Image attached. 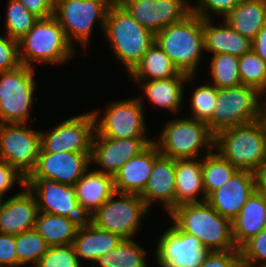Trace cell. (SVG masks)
Segmentation results:
<instances>
[{
  "label": "cell",
  "instance_id": "24",
  "mask_svg": "<svg viewBox=\"0 0 266 267\" xmlns=\"http://www.w3.org/2000/svg\"><path fill=\"white\" fill-rule=\"evenodd\" d=\"M89 170L75 184L79 208L87 218L116 192L113 176Z\"/></svg>",
  "mask_w": 266,
  "mask_h": 267
},
{
  "label": "cell",
  "instance_id": "45",
  "mask_svg": "<svg viewBox=\"0 0 266 267\" xmlns=\"http://www.w3.org/2000/svg\"><path fill=\"white\" fill-rule=\"evenodd\" d=\"M18 261L15 235L0 233V267H21Z\"/></svg>",
  "mask_w": 266,
  "mask_h": 267
},
{
  "label": "cell",
  "instance_id": "3",
  "mask_svg": "<svg viewBox=\"0 0 266 267\" xmlns=\"http://www.w3.org/2000/svg\"><path fill=\"white\" fill-rule=\"evenodd\" d=\"M214 148L238 170L259 173L266 163V117L219 131Z\"/></svg>",
  "mask_w": 266,
  "mask_h": 267
},
{
  "label": "cell",
  "instance_id": "8",
  "mask_svg": "<svg viewBox=\"0 0 266 267\" xmlns=\"http://www.w3.org/2000/svg\"><path fill=\"white\" fill-rule=\"evenodd\" d=\"M34 75L33 67L22 64L0 72V124L29 123L28 120L34 123L37 120L30 115V109L38 99L34 96L37 87Z\"/></svg>",
  "mask_w": 266,
  "mask_h": 267
},
{
  "label": "cell",
  "instance_id": "11",
  "mask_svg": "<svg viewBox=\"0 0 266 267\" xmlns=\"http://www.w3.org/2000/svg\"><path fill=\"white\" fill-rule=\"evenodd\" d=\"M105 106L102 116L98 110H91L95 118L94 137L147 138L146 110L137 97Z\"/></svg>",
  "mask_w": 266,
  "mask_h": 267
},
{
  "label": "cell",
  "instance_id": "18",
  "mask_svg": "<svg viewBox=\"0 0 266 267\" xmlns=\"http://www.w3.org/2000/svg\"><path fill=\"white\" fill-rule=\"evenodd\" d=\"M258 188V173L237 170L222 187L213 191L206 201L223 217L233 221Z\"/></svg>",
  "mask_w": 266,
  "mask_h": 267
},
{
  "label": "cell",
  "instance_id": "6",
  "mask_svg": "<svg viewBox=\"0 0 266 267\" xmlns=\"http://www.w3.org/2000/svg\"><path fill=\"white\" fill-rule=\"evenodd\" d=\"M265 97L256 88L239 85L218 89L217 102L212 118L207 122L209 130L219 131L256 121L264 116Z\"/></svg>",
  "mask_w": 266,
  "mask_h": 267
},
{
  "label": "cell",
  "instance_id": "16",
  "mask_svg": "<svg viewBox=\"0 0 266 267\" xmlns=\"http://www.w3.org/2000/svg\"><path fill=\"white\" fill-rule=\"evenodd\" d=\"M145 29L156 35L190 13L189 0H117Z\"/></svg>",
  "mask_w": 266,
  "mask_h": 267
},
{
  "label": "cell",
  "instance_id": "12",
  "mask_svg": "<svg viewBox=\"0 0 266 267\" xmlns=\"http://www.w3.org/2000/svg\"><path fill=\"white\" fill-rule=\"evenodd\" d=\"M40 149V130L28 128L26 123L0 124V160L24 177L35 169Z\"/></svg>",
  "mask_w": 266,
  "mask_h": 267
},
{
  "label": "cell",
  "instance_id": "10",
  "mask_svg": "<svg viewBox=\"0 0 266 267\" xmlns=\"http://www.w3.org/2000/svg\"><path fill=\"white\" fill-rule=\"evenodd\" d=\"M148 213L150 209L139 194L115 192L88 220L123 239H133L140 230L142 218Z\"/></svg>",
  "mask_w": 266,
  "mask_h": 267
},
{
  "label": "cell",
  "instance_id": "1",
  "mask_svg": "<svg viewBox=\"0 0 266 267\" xmlns=\"http://www.w3.org/2000/svg\"><path fill=\"white\" fill-rule=\"evenodd\" d=\"M169 217L181 232L195 236L208 252L238 249L232 235V221L207 201L179 205Z\"/></svg>",
  "mask_w": 266,
  "mask_h": 267
},
{
  "label": "cell",
  "instance_id": "5",
  "mask_svg": "<svg viewBox=\"0 0 266 267\" xmlns=\"http://www.w3.org/2000/svg\"><path fill=\"white\" fill-rule=\"evenodd\" d=\"M19 59L22 65L65 64L77 51L67 40L64 30L54 15L39 18L33 28L18 40ZM74 55V56H73Z\"/></svg>",
  "mask_w": 266,
  "mask_h": 267
},
{
  "label": "cell",
  "instance_id": "38",
  "mask_svg": "<svg viewBox=\"0 0 266 267\" xmlns=\"http://www.w3.org/2000/svg\"><path fill=\"white\" fill-rule=\"evenodd\" d=\"M217 95L218 89L212 84L206 83L195 87L190 97V112L192 114L187 117L207 123L212 118V112L216 108Z\"/></svg>",
  "mask_w": 266,
  "mask_h": 267
},
{
  "label": "cell",
  "instance_id": "39",
  "mask_svg": "<svg viewBox=\"0 0 266 267\" xmlns=\"http://www.w3.org/2000/svg\"><path fill=\"white\" fill-rule=\"evenodd\" d=\"M34 267H82L72 244L48 247Z\"/></svg>",
  "mask_w": 266,
  "mask_h": 267
},
{
  "label": "cell",
  "instance_id": "30",
  "mask_svg": "<svg viewBox=\"0 0 266 267\" xmlns=\"http://www.w3.org/2000/svg\"><path fill=\"white\" fill-rule=\"evenodd\" d=\"M174 76H188L181 73L171 62L169 56L156 42L143 55L141 62L128 75L133 81L168 79Z\"/></svg>",
  "mask_w": 266,
  "mask_h": 267
},
{
  "label": "cell",
  "instance_id": "43",
  "mask_svg": "<svg viewBox=\"0 0 266 267\" xmlns=\"http://www.w3.org/2000/svg\"><path fill=\"white\" fill-rule=\"evenodd\" d=\"M199 267H243L240 250L208 252Z\"/></svg>",
  "mask_w": 266,
  "mask_h": 267
},
{
  "label": "cell",
  "instance_id": "48",
  "mask_svg": "<svg viewBox=\"0 0 266 267\" xmlns=\"http://www.w3.org/2000/svg\"><path fill=\"white\" fill-rule=\"evenodd\" d=\"M259 178V188L265 193L266 195V163L265 166L261 169L258 173Z\"/></svg>",
  "mask_w": 266,
  "mask_h": 267
},
{
  "label": "cell",
  "instance_id": "9",
  "mask_svg": "<svg viewBox=\"0 0 266 267\" xmlns=\"http://www.w3.org/2000/svg\"><path fill=\"white\" fill-rule=\"evenodd\" d=\"M114 0H55L54 16L64 30L68 42L74 41L86 48L90 43L93 26L105 30L106 14Z\"/></svg>",
  "mask_w": 266,
  "mask_h": 267
},
{
  "label": "cell",
  "instance_id": "7",
  "mask_svg": "<svg viewBox=\"0 0 266 267\" xmlns=\"http://www.w3.org/2000/svg\"><path fill=\"white\" fill-rule=\"evenodd\" d=\"M158 140L153 141L160 154L172 159L200 158L199 151L214 149L215 135L206 122L190 117L166 121Z\"/></svg>",
  "mask_w": 266,
  "mask_h": 267
},
{
  "label": "cell",
  "instance_id": "23",
  "mask_svg": "<svg viewBox=\"0 0 266 267\" xmlns=\"http://www.w3.org/2000/svg\"><path fill=\"white\" fill-rule=\"evenodd\" d=\"M195 77L197 76H174L162 80L134 81L144 93V95L141 94L137 98L143 107L145 104L143 99L147 98L154 107L167 109L177 114L183 104L185 83L191 82L196 79Z\"/></svg>",
  "mask_w": 266,
  "mask_h": 267
},
{
  "label": "cell",
  "instance_id": "20",
  "mask_svg": "<svg viewBox=\"0 0 266 267\" xmlns=\"http://www.w3.org/2000/svg\"><path fill=\"white\" fill-rule=\"evenodd\" d=\"M38 214L36 197L27 186L15 195L0 200V233L19 235L34 229Z\"/></svg>",
  "mask_w": 266,
  "mask_h": 267
},
{
  "label": "cell",
  "instance_id": "42",
  "mask_svg": "<svg viewBox=\"0 0 266 267\" xmlns=\"http://www.w3.org/2000/svg\"><path fill=\"white\" fill-rule=\"evenodd\" d=\"M20 63L18 41L4 34L0 36V72L17 68Z\"/></svg>",
  "mask_w": 266,
  "mask_h": 267
},
{
  "label": "cell",
  "instance_id": "21",
  "mask_svg": "<svg viewBox=\"0 0 266 267\" xmlns=\"http://www.w3.org/2000/svg\"><path fill=\"white\" fill-rule=\"evenodd\" d=\"M176 160L160 155L155 161L150 178L140 197L150 209L155 201H161L170 214L175 209Z\"/></svg>",
  "mask_w": 266,
  "mask_h": 267
},
{
  "label": "cell",
  "instance_id": "28",
  "mask_svg": "<svg viewBox=\"0 0 266 267\" xmlns=\"http://www.w3.org/2000/svg\"><path fill=\"white\" fill-rule=\"evenodd\" d=\"M206 199L202 158L176 159L175 208L182 204L205 202Z\"/></svg>",
  "mask_w": 266,
  "mask_h": 267
},
{
  "label": "cell",
  "instance_id": "26",
  "mask_svg": "<svg viewBox=\"0 0 266 267\" xmlns=\"http://www.w3.org/2000/svg\"><path fill=\"white\" fill-rule=\"evenodd\" d=\"M122 240L119 235L100 229L87 220L79 226L72 245L79 261H91L92 266L100 256L116 248Z\"/></svg>",
  "mask_w": 266,
  "mask_h": 267
},
{
  "label": "cell",
  "instance_id": "15",
  "mask_svg": "<svg viewBox=\"0 0 266 267\" xmlns=\"http://www.w3.org/2000/svg\"><path fill=\"white\" fill-rule=\"evenodd\" d=\"M156 246L159 267H199L208 253L195 236L181 232L174 224L160 235Z\"/></svg>",
  "mask_w": 266,
  "mask_h": 267
},
{
  "label": "cell",
  "instance_id": "37",
  "mask_svg": "<svg viewBox=\"0 0 266 267\" xmlns=\"http://www.w3.org/2000/svg\"><path fill=\"white\" fill-rule=\"evenodd\" d=\"M239 74L243 85L266 95V62L252 49L239 57Z\"/></svg>",
  "mask_w": 266,
  "mask_h": 267
},
{
  "label": "cell",
  "instance_id": "33",
  "mask_svg": "<svg viewBox=\"0 0 266 267\" xmlns=\"http://www.w3.org/2000/svg\"><path fill=\"white\" fill-rule=\"evenodd\" d=\"M202 157V178L205 195L208 197L213 191L222 187L238 170L218 152H205Z\"/></svg>",
  "mask_w": 266,
  "mask_h": 267
},
{
  "label": "cell",
  "instance_id": "13",
  "mask_svg": "<svg viewBox=\"0 0 266 267\" xmlns=\"http://www.w3.org/2000/svg\"><path fill=\"white\" fill-rule=\"evenodd\" d=\"M95 134L92 111L76 115L47 132L40 130V152H91Z\"/></svg>",
  "mask_w": 266,
  "mask_h": 267
},
{
  "label": "cell",
  "instance_id": "40",
  "mask_svg": "<svg viewBox=\"0 0 266 267\" xmlns=\"http://www.w3.org/2000/svg\"><path fill=\"white\" fill-rule=\"evenodd\" d=\"M239 250L243 267H264L266 265V228L247 240Z\"/></svg>",
  "mask_w": 266,
  "mask_h": 267
},
{
  "label": "cell",
  "instance_id": "19",
  "mask_svg": "<svg viewBox=\"0 0 266 267\" xmlns=\"http://www.w3.org/2000/svg\"><path fill=\"white\" fill-rule=\"evenodd\" d=\"M91 152H39L35 169L28 177H43L75 185L90 168Z\"/></svg>",
  "mask_w": 266,
  "mask_h": 267
},
{
  "label": "cell",
  "instance_id": "35",
  "mask_svg": "<svg viewBox=\"0 0 266 267\" xmlns=\"http://www.w3.org/2000/svg\"><path fill=\"white\" fill-rule=\"evenodd\" d=\"M15 245L18 261L22 267L26 265L30 267L28 264L32 262L31 266L34 267L49 247L35 229L15 235Z\"/></svg>",
  "mask_w": 266,
  "mask_h": 267
},
{
  "label": "cell",
  "instance_id": "32",
  "mask_svg": "<svg viewBox=\"0 0 266 267\" xmlns=\"http://www.w3.org/2000/svg\"><path fill=\"white\" fill-rule=\"evenodd\" d=\"M146 254V249L135 240L123 239L116 248L100 256L90 267H148Z\"/></svg>",
  "mask_w": 266,
  "mask_h": 267
},
{
  "label": "cell",
  "instance_id": "41",
  "mask_svg": "<svg viewBox=\"0 0 266 267\" xmlns=\"http://www.w3.org/2000/svg\"><path fill=\"white\" fill-rule=\"evenodd\" d=\"M241 1L242 0H196V5H190V12L202 19H211L213 15L215 16L216 14L224 18Z\"/></svg>",
  "mask_w": 266,
  "mask_h": 267
},
{
  "label": "cell",
  "instance_id": "25",
  "mask_svg": "<svg viewBox=\"0 0 266 267\" xmlns=\"http://www.w3.org/2000/svg\"><path fill=\"white\" fill-rule=\"evenodd\" d=\"M266 228V195L258 188L232 221V235L239 249L251 237Z\"/></svg>",
  "mask_w": 266,
  "mask_h": 267
},
{
  "label": "cell",
  "instance_id": "46",
  "mask_svg": "<svg viewBox=\"0 0 266 267\" xmlns=\"http://www.w3.org/2000/svg\"><path fill=\"white\" fill-rule=\"evenodd\" d=\"M27 10L38 18L54 15L55 0H18Z\"/></svg>",
  "mask_w": 266,
  "mask_h": 267
},
{
  "label": "cell",
  "instance_id": "36",
  "mask_svg": "<svg viewBox=\"0 0 266 267\" xmlns=\"http://www.w3.org/2000/svg\"><path fill=\"white\" fill-rule=\"evenodd\" d=\"M5 19V34L18 41L33 28L39 18L18 0H9Z\"/></svg>",
  "mask_w": 266,
  "mask_h": 267
},
{
  "label": "cell",
  "instance_id": "17",
  "mask_svg": "<svg viewBox=\"0 0 266 267\" xmlns=\"http://www.w3.org/2000/svg\"><path fill=\"white\" fill-rule=\"evenodd\" d=\"M153 141L148 138L93 137L90 162L99 165L96 171L114 176Z\"/></svg>",
  "mask_w": 266,
  "mask_h": 267
},
{
  "label": "cell",
  "instance_id": "29",
  "mask_svg": "<svg viewBox=\"0 0 266 267\" xmlns=\"http://www.w3.org/2000/svg\"><path fill=\"white\" fill-rule=\"evenodd\" d=\"M223 20L252 41L266 24V0H242Z\"/></svg>",
  "mask_w": 266,
  "mask_h": 267
},
{
  "label": "cell",
  "instance_id": "4",
  "mask_svg": "<svg viewBox=\"0 0 266 267\" xmlns=\"http://www.w3.org/2000/svg\"><path fill=\"white\" fill-rule=\"evenodd\" d=\"M155 42L179 72L198 75L196 72L205 52L202 18L190 12L181 21L160 30L155 35Z\"/></svg>",
  "mask_w": 266,
  "mask_h": 267
},
{
  "label": "cell",
  "instance_id": "14",
  "mask_svg": "<svg viewBox=\"0 0 266 267\" xmlns=\"http://www.w3.org/2000/svg\"><path fill=\"white\" fill-rule=\"evenodd\" d=\"M26 186L36 197L38 212L68 217L80 224L88 220L79 208L75 185L43 177H27Z\"/></svg>",
  "mask_w": 266,
  "mask_h": 267
},
{
  "label": "cell",
  "instance_id": "31",
  "mask_svg": "<svg viewBox=\"0 0 266 267\" xmlns=\"http://www.w3.org/2000/svg\"><path fill=\"white\" fill-rule=\"evenodd\" d=\"M80 225L77 220L68 217L38 212L34 229L51 247L73 244Z\"/></svg>",
  "mask_w": 266,
  "mask_h": 267
},
{
  "label": "cell",
  "instance_id": "34",
  "mask_svg": "<svg viewBox=\"0 0 266 267\" xmlns=\"http://www.w3.org/2000/svg\"><path fill=\"white\" fill-rule=\"evenodd\" d=\"M210 84L217 89L239 86L242 84L239 74V57L231 54H216L210 56Z\"/></svg>",
  "mask_w": 266,
  "mask_h": 267
},
{
  "label": "cell",
  "instance_id": "27",
  "mask_svg": "<svg viewBox=\"0 0 266 267\" xmlns=\"http://www.w3.org/2000/svg\"><path fill=\"white\" fill-rule=\"evenodd\" d=\"M212 21L213 18L203 19L205 52L241 57L251 50L252 41L238 33L225 20L223 26H215Z\"/></svg>",
  "mask_w": 266,
  "mask_h": 267
},
{
  "label": "cell",
  "instance_id": "44",
  "mask_svg": "<svg viewBox=\"0 0 266 267\" xmlns=\"http://www.w3.org/2000/svg\"><path fill=\"white\" fill-rule=\"evenodd\" d=\"M19 183L22 188L26 186L24 177L16 168L10 166L6 161L0 160V199H4L10 189Z\"/></svg>",
  "mask_w": 266,
  "mask_h": 267
},
{
  "label": "cell",
  "instance_id": "2",
  "mask_svg": "<svg viewBox=\"0 0 266 267\" xmlns=\"http://www.w3.org/2000/svg\"><path fill=\"white\" fill-rule=\"evenodd\" d=\"M103 35L127 74L155 42V35L140 25L117 0L108 8Z\"/></svg>",
  "mask_w": 266,
  "mask_h": 267
},
{
  "label": "cell",
  "instance_id": "22",
  "mask_svg": "<svg viewBox=\"0 0 266 267\" xmlns=\"http://www.w3.org/2000/svg\"><path fill=\"white\" fill-rule=\"evenodd\" d=\"M160 155L157 145L151 142L138 155L127 161L113 176L116 192L140 195L150 178L154 161Z\"/></svg>",
  "mask_w": 266,
  "mask_h": 267
},
{
  "label": "cell",
  "instance_id": "47",
  "mask_svg": "<svg viewBox=\"0 0 266 267\" xmlns=\"http://www.w3.org/2000/svg\"><path fill=\"white\" fill-rule=\"evenodd\" d=\"M251 49L266 62V24L252 40Z\"/></svg>",
  "mask_w": 266,
  "mask_h": 267
}]
</instances>
